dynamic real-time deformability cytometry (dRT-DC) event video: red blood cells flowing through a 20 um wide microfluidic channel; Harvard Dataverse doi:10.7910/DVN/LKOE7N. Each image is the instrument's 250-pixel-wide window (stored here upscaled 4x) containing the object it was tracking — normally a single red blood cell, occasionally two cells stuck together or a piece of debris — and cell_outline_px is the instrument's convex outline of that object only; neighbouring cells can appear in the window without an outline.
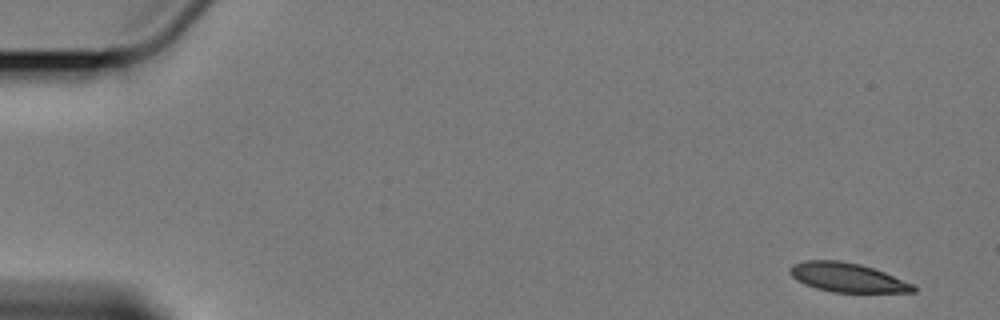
{"species": "Egyptian fruit bat (a non-hibernating species)", "species_latin": "Rousettus aegyptiacus", "temperature_condition": "cold", "stored_images_in_passage": 5, "camera_frame_rate_fps": 3000, "um_per_image_px": 0.085, "animal": {"sex": "female"}, "frame": {"image": 1, "passage_image": 1, "time_ms": 0.0, "image_size_px": [1000, 320], "cell_outline_px": [[916, 292], [832, 292], [816, 288], [804, 284], [792, 276], [788, 272], [792, 264], [804, 260], [840, 260], [860, 264], [884, 272], [912, 284], [916, 288]], "centroid_in_image_um": [71.98, 23.58], "position_along_channel_um": 13.0, "area_um2": 20.81}}
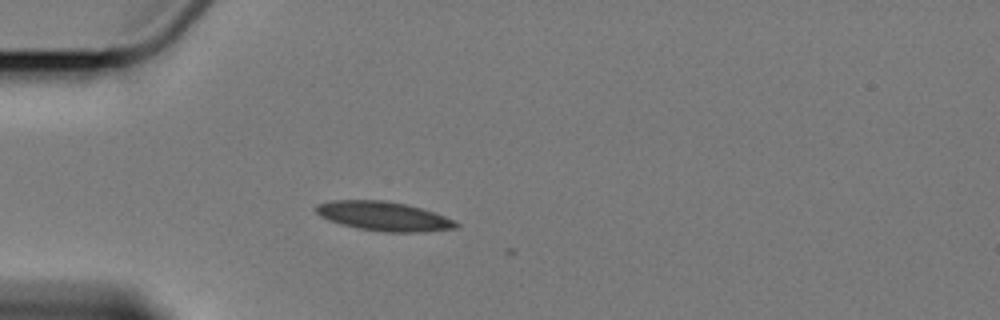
{"frame": {"image": 2, "passage_image": 5, "time_ms": 4.667, "image_size_px": [1000, 320], "cell_outline_px": [[460, 224], [456, 228], [420, 232], [380, 232], [356, 228], [340, 224], [328, 220], [320, 216], [316, 212], [316, 204], [332, 200], [384, 200], [404, 204], [420, 208], [456, 220]], "centroid_in_image_um": [32.59, 18.38], "position_along_channel_um": 52.4, "area_um2": 23.87}}